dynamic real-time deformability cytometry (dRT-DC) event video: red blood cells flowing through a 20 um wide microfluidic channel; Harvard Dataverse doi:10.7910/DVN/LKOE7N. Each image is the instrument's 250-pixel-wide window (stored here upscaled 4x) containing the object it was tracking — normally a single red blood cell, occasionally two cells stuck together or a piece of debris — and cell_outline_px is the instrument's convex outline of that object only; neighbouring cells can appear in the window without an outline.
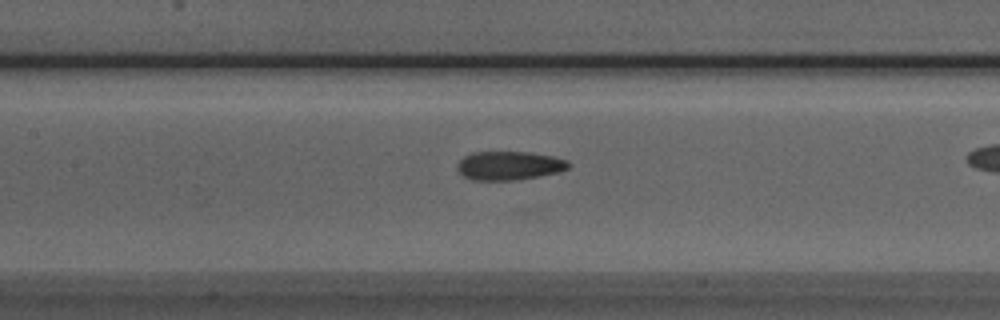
{"species": "Egyptian fruit bat (a non-hibernating species)", "species_latin": "Rousettus aegyptiacus", "temperature_condition": "room temperature", "stored_images_in_passage": 26, "camera_frame_rate_fps": 3000, "um_per_image_px": 0.085, "animal": {"sex": "male"}, "frame": {"image": 1, "passage_image": 9, "time_ms": 2.667, "image_size_px": [1000, 320], "cell_outline_px": [[572, 164], [568, 168], [560, 172], [540, 176], [512, 180], [472, 180], [464, 176], [456, 168], [456, 164], [464, 156], [472, 152], [528, 152], [552, 156], [568, 160]], "centroid_in_image_um": [43.29, 14.07], "position_along_channel_um": 164.1, "area_um2": 18.73}}
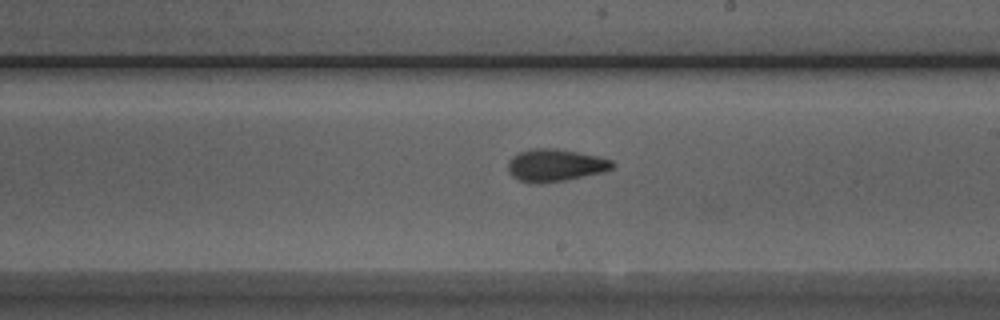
{"frame": {"image": 2, "passage_image": 15, "time_ms": 4.667, "image_size_px": [1000, 320], "cell_outline_px": [[612, 168], [600, 172], [564, 180], [540, 184], [520, 180], [512, 176], [508, 172], [508, 160], [512, 156], [520, 152], [532, 148], [556, 148], [596, 156], [612, 160]], "centroid_in_image_um": [47.12, 14.04], "position_along_channel_um": 241.9, "area_um2": 19.36}}
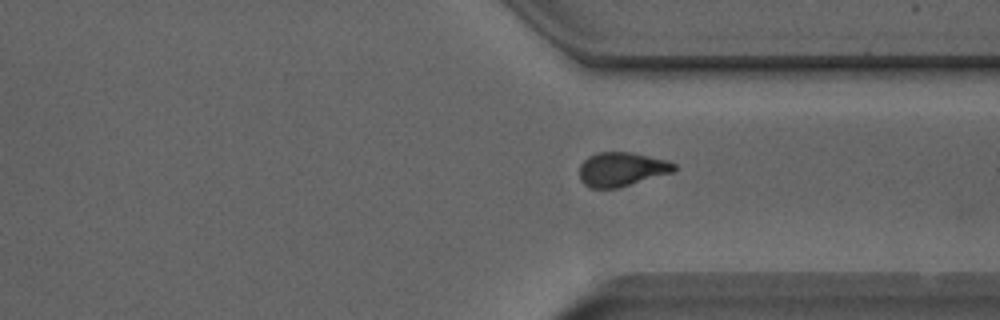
{"frame": {"image": 3, "passage_image": 24, "time_ms": 7.667, "image_size_px": [1000, 320], "cell_outline_px": [[676, 168], [672, 172], [620, 188], [588, 188], [580, 180], [580, 164], [588, 156], [596, 152], [628, 152], [664, 160], [676, 164]], "centroid_in_image_um": [52.79, 14.4], "position_along_channel_um": 358.6, "area_um2": 18.73}}